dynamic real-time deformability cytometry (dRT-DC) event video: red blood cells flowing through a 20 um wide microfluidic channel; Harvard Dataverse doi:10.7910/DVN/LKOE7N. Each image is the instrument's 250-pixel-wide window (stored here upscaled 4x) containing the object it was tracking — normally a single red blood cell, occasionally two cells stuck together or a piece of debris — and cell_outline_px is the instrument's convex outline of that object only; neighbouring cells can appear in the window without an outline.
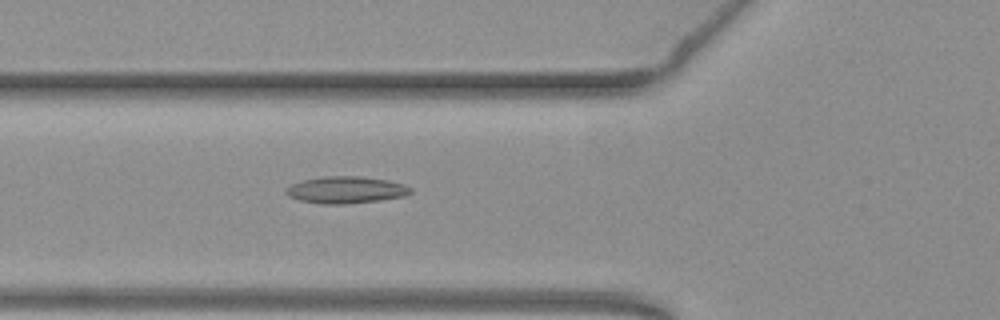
{"species": "common noctule bat (a hibernating species)", "species_latin": "Nyctalus noctula", "temperature_condition": "warm", "stored_images_in_passage": 39, "camera_frame_rate_fps": 3000, "um_per_image_px": 0.085, "animal": {"sex": "female", "body_mass_g": 19.3, "forearm_length_mm": 54.1}, "frame": {"image": 1, "passage_image": 5, "time_ms": 1.333, "image_size_px": [1000, 320], "cell_outline_px": [[412, 192], [404, 196], [380, 200], [344, 204], [320, 204], [300, 200], [288, 196], [284, 192], [292, 184], [304, 180], [324, 176], [360, 176], [388, 180], [404, 184], [412, 188]], "centroid_in_image_um": [29.42, 16.14], "position_along_channel_um": 96.4, "area_um2": 19.48}}
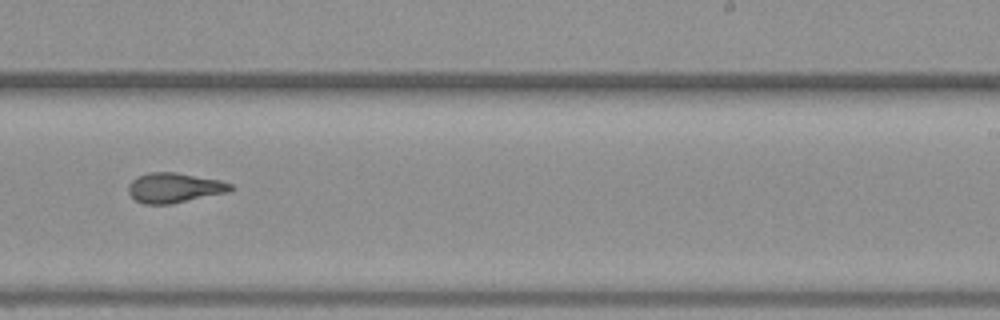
{"frame": {"image": 2, "passage_image": 19, "time_ms": 6.0, "image_size_px": [1000, 320], "cell_outline_px": [[236, 188], [228, 192], [172, 204], [144, 204], [136, 200], [128, 192], [128, 184], [136, 176], [148, 172], [176, 172], [220, 180], [232, 184]], "centroid_in_image_um": [14.82, 15.95], "position_along_channel_um": 274.2, "area_um2": 17.98}}
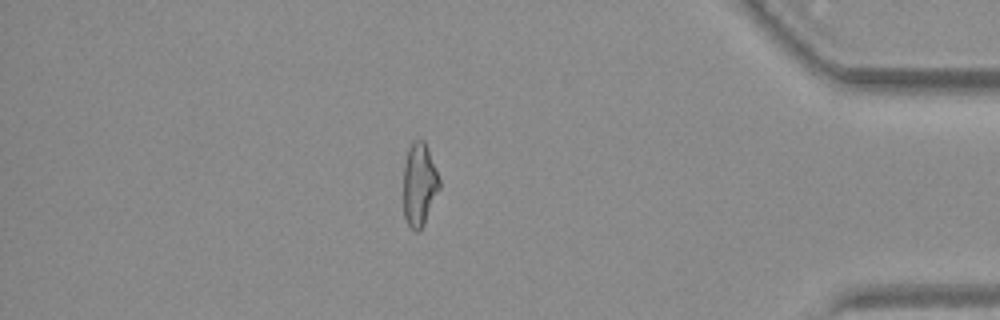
{"frame": {"image": 3, "passage_image": 32, "time_ms": 10.333, "image_size_px": [1000, 320], "cell_outline_px": [[440, 188], [424, 224], [416, 232], [408, 224], [404, 216], [404, 164], [408, 148], [412, 140], [424, 140], [428, 148], [440, 180]], "centroid_in_image_um": [35.64, 15.65], "position_along_channel_um": 399.6, "area_um2": 17.34}, "authors_computed_cell_mechanics": {"area_um2": 17.9758, "velocity_mm_per_s": 3.8044, "shape_relaxation_time_tau1_ms": null, "shape_relaxation_time_tau2_ms": 1.943, "deformation_change_tau1": null, "deformation_change_tau2": 0.1044}}